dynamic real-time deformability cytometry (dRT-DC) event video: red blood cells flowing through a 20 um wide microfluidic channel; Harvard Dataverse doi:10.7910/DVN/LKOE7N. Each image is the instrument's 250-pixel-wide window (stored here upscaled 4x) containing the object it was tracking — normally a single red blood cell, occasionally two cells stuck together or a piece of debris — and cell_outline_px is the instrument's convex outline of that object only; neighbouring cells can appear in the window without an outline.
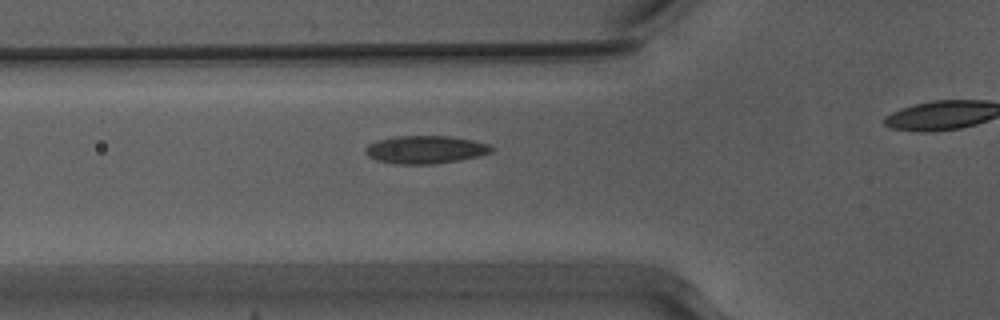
{"species": "Egyptian fruit bat (a non-hibernating species)", "species_latin": "Rousettus aegyptiacus", "temperature_condition": "warm", "stored_images_in_passage": 26, "camera_frame_rate_fps": 3000, "um_per_image_px": 0.085, "animal": {"sex": "male"}, "frame": {"image": 1, "passage_image": 2, "time_ms": 0.333, "image_size_px": [1000, 320], "cell_outline_px": [[496, 148], [492, 152], [480, 156], [436, 164], [392, 164], [376, 160], [368, 156], [364, 152], [364, 148], [368, 144], [380, 140], [396, 136], [448, 136], [472, 140], [488, 144]], "centroid_in_image_um": [36.16, 12.73], "position_along_channel_um": 89.6, "area_um2": 20.63}}
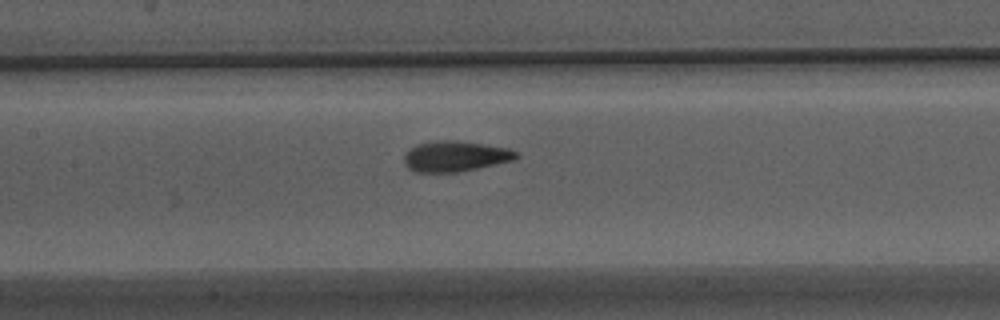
{"frame": {"image": 2, "passage_image": 8, "time_ms": 2.333, "image_size_px": [1000, 320], "cell_outline_px": [[520, 156], [512, 160], [476, 168], [456, 172], [412, 172], [404, 164], [404, 156], [416, 144], [436, 140], [452, 140], [508, 148], [516, 152]], "centroid_in_image_um": [38.65, 13.29], "position_along_channel_um": 168.8, "area_um2": 19.65}}
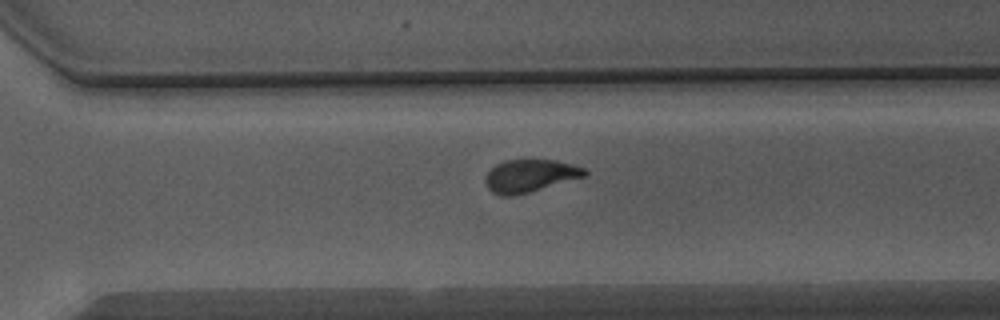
{"frame": {"image": 3, "passage_image": 20, "time_ms": 6.333, "image_size_px": [1000, 320], "cell_outline_px": [[588, 172], [584, 176], [528, 192], [512, 196], [500, 196], [492, 192], [488, 188], [484, 180], [484, 176], [496, 164], [504, 160], [556, 160], [572, 164], [584, 168]], "centroid_in_image_um": [44.99, 14.94], "position_along_channel_um": 325.6, "area_um2": 18.67}}